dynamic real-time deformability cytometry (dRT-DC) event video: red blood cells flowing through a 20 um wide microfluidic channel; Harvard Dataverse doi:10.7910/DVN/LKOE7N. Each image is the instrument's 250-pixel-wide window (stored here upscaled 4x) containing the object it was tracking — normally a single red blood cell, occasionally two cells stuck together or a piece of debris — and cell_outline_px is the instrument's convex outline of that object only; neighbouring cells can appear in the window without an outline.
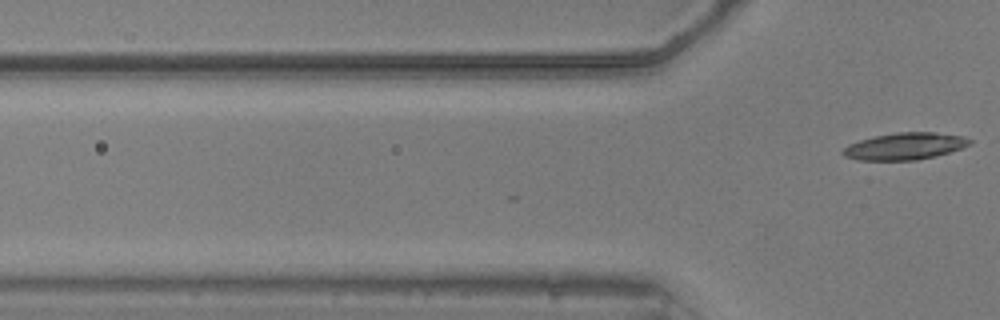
{"species": "common noctule bat (a hibernating species)", "species_latin": "Nyctalus noctula", "temperature_condition": "warm", "stored_images_in_passage": 2, "camera_frame_rate_fps": 3000, "um_per_image_px": 0.085, "animal": {"sex": "male", "body_mass_g": 20.5, "forearm_length_mm": 52.5}, "frame": {"image": 1, "passage_image": 2, "time_ms": 0.333, "image_size_px": [1000, 320], "cell_outline_px": [[972, 140], [968, 144], [960, 148], [936, 156], [916, 160], [860, 160], [844, 156], [840, 152], [848, 144], [860, 140], [876, 136], [896, 132], [936, 132], [964, 136]], "centroid_in_image_um": [76.89, 12.42], "position_along_channel_um": 48.9, "area_um2": 19.77}}